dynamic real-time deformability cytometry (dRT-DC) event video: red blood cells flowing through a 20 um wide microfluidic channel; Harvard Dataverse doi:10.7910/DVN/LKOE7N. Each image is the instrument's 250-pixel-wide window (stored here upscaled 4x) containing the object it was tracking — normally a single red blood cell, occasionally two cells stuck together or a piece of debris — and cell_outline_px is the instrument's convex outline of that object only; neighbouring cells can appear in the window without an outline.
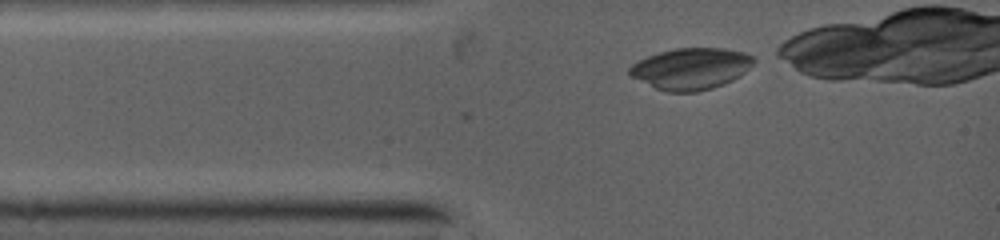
{"species": "common noctule bat (a hibernating species)", "species_latin": "Nyctalus noctula", "temperature_condition": "warm", "stored_images_in_passage": 30, "camera_frame_rate_fps": 5000, "um_per_image_px": 0.085, "animal": {"sex": "female", "body_mass_g": 19.0, "forearm_length_mm": 53.3}, "frame": {"image": 1, "passage_image": 1, "time_ms": 0.0, "image_size_px": [1000, 240], "cell_outline_px": [[756, 60], [740, 76], [724, 84], [712, 88], [696, 92], [668, 92], [656, 88], [632, 76], [628, 72], [628, 68], [632, 64], [648, 56], [660, 52], [676, 48], [720, 48], [744, 52], [752, 56]], "centroid_in_image_um": [58.74, 5.84], "position_along_channel_um": 26.3, "area_um2": 29.71}}
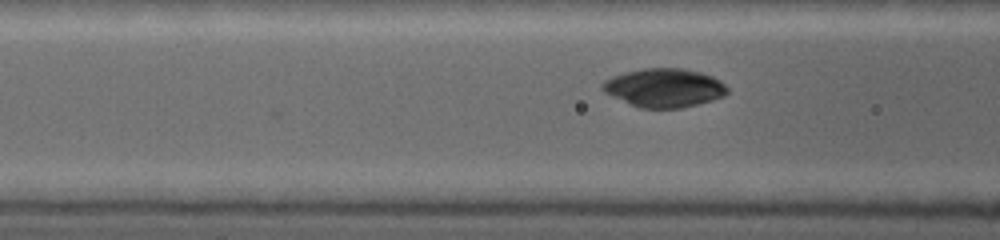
{"frame": {"image": 2, "passage_image": 17, "time_ms": 2.2, "image_size_px": [1000, 240], "cell_outline_px": [[728, 92], [724, 96], [712, 100], [680, 108], [644, 108], [632, 104], [604, 92], [600, 88], [600, 84], [616, 76], [640, 68], [684, 68], [700, 72], [712, 76], [720, 80], [728, 88]], "centroid_in_image_um": [56.5, 7.45], "position_along_channel_um": 110.1, "area_um2": 27.74}}
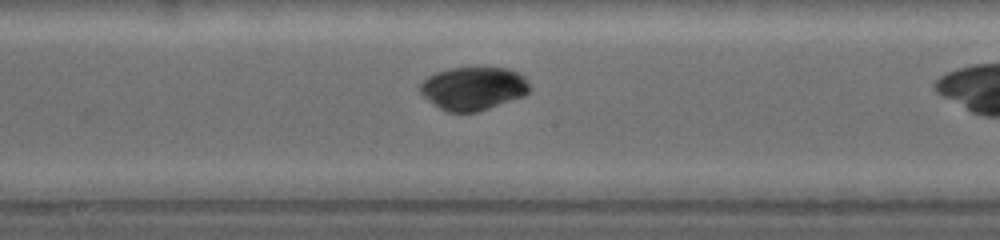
{"frame": {"image": 3, "passage_image": 28, "time_ms": 4.4, "image_size_px": [1000, 240], "cell_outline_px": [[528, 92], [520, 96], [472, 112], [448, 112], [440, 108], [424, 96], [420, 92], [420, 84], [428, 76], [436, 72], [448, 68], [508, 68], [524, 76], [528, 84]], "centroid_in_image_um": [40.17, 7.48], "position_along_channel_um": 208.0, "area_um2": 26.7}}